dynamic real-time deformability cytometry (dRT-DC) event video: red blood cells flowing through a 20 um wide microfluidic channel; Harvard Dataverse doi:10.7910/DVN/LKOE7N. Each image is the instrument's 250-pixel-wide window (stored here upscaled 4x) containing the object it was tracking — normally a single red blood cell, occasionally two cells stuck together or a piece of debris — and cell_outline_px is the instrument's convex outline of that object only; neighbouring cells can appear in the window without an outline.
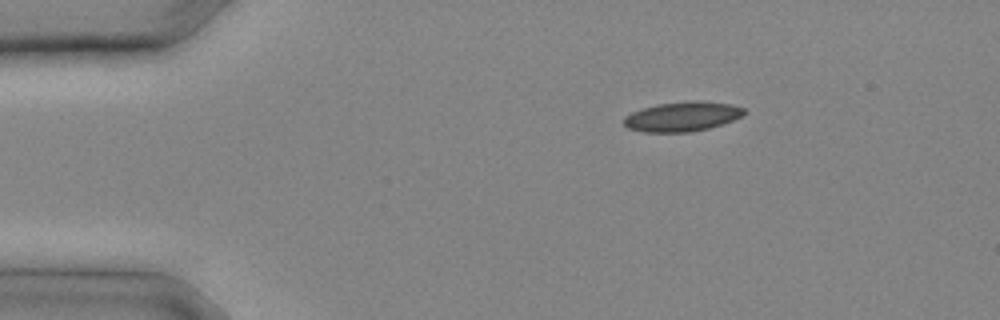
{"species": "common noctule bat (a hibernating species)", "species_latin": "Nyctalus noctula", "temperature_condition": "cold", "stored_images_in_passage": 7, "camera_frame_rate_fps": 3000, "um_per_image_px": 0.085, "animal": {"sex": "male", "body_mass_g": 20.4}, "frame": {"image": 1, "passage_image": 1, "time_ms": 0.0, "image_size_px": [1000, 320], "cell_outline_px": [[748, 112], [744, 116], [708, 128], [692, 132], [644, 132], [628, 128], [624, 124], [624, 116], [632, 112], [656, 104], [692, 100], [696, 100], [732, 104], [744, 108]], "centroid_in_image_um": [58.02, 9.9], "position_along_channel_um": 27.0, "area_um2": 20.87}}
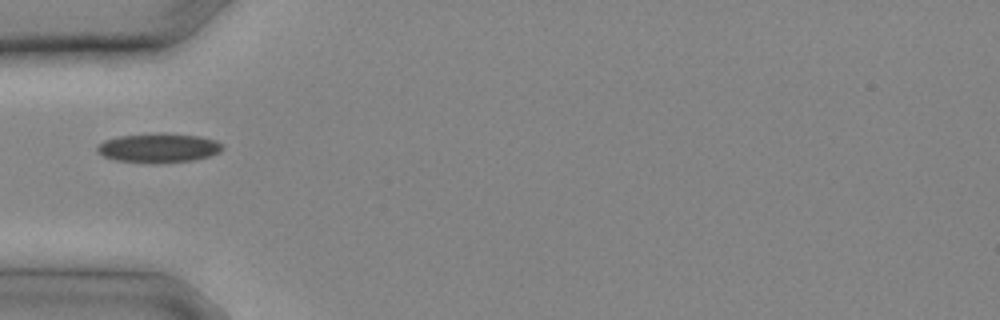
{"frame": {"image": 2, "passage_image": 5, "time_ms": 1.333, "image_size_px": [1000, 320], "cell_outline_px": [[224, 148], [220, 152], [196, 160], [160, 164], [148, 164], [116, 160], [104, 156], [96, 152], [96, 148], [104, 140], [120, 136], [200, 136], [216, 140], [224, 144]], "centroid_in_image_um": [13.5, 12.65], "position_along_channel_um": 71.5, "area_um2": 20.75}}